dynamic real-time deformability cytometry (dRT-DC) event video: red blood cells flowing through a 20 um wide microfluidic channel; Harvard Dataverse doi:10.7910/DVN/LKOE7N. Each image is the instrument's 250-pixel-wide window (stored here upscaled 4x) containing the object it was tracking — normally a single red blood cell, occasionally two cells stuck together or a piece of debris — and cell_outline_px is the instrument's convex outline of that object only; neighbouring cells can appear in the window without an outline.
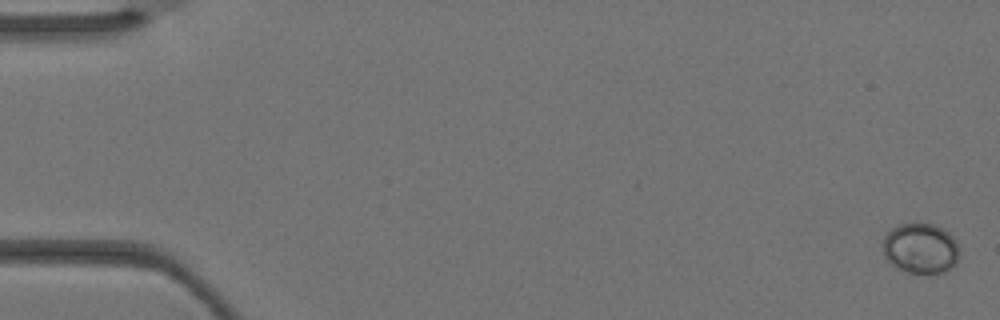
{"species": "Egyptian fruit bat (a non-hibernating species)", "species_latin": "Rousettus aegyptiacus", "temperature_condition": "warm", "stored_images_in_passage": 4, "camera_frame_rate_fps": 3000, "um_per_image_px": 0.085, "animal": {"sex": "female"}, "frame": {"image": 1, "passage_image": 1, "time_ms": 0.0, "image_size_px": [1000, 320], "cell_outline_px": [[960, 256], [956, 264], [948, 272], [908, 272], [896, 268], [884, 256], [884, 236], [892, 228], [900, 224], [916, 220], [936, 224], [944, 228], [956, 240], [960, 248]], "centroid_in_image_um": [78.3, 21.06], "position_along_channel_um": 6.7, "area_um2": 23.12}}
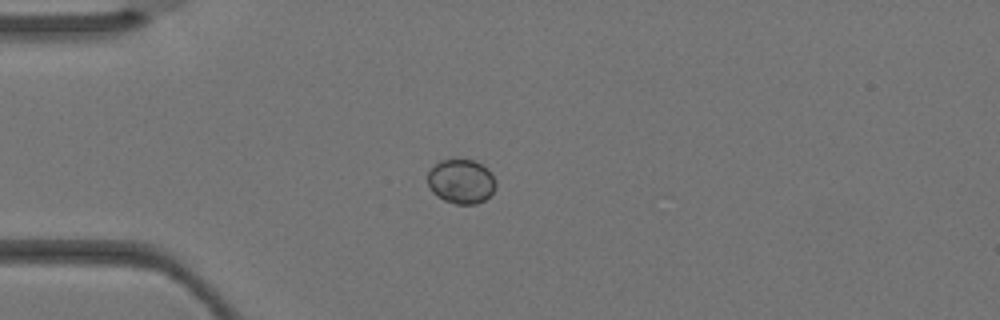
{"frame": {"image": 2, "passage_image": 4, "time_ms": 1.0, "image_size_px": [1000, 320], "cell_outline_px": [[496, 188], [484, 200], [476, 204], [456, 204], [444, 200], [432, 192], [428, 184], [428, 172], [440, 160], [476, 160], [488, 168], [496, 184]], "centroid_in_image_um": [39.21, 15.42], "position_along_channel_um": 45.8, "area_um2": 17.51}}